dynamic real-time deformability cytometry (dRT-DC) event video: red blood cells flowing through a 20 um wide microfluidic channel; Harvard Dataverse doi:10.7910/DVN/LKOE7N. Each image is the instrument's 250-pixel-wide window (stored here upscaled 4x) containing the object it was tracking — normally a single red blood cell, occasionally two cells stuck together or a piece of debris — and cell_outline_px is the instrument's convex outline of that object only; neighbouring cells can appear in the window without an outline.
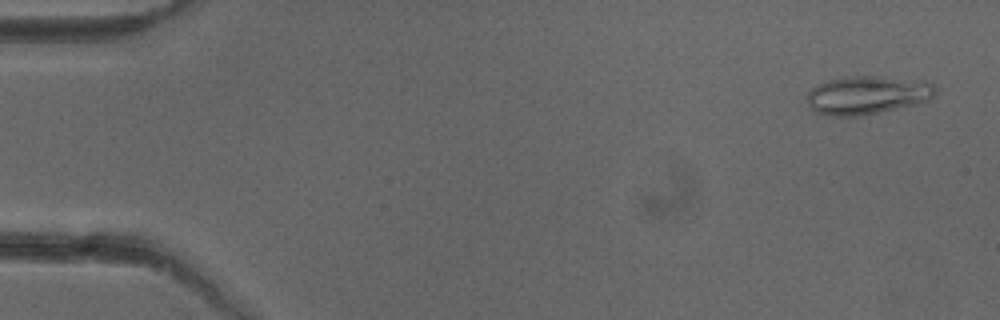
{"species": "common noctule bat (a hibernating species)", "species_latin": "Nyctalus noctula", "temperature_condition": "cold", "stored_images_in_passage": 51, "camera_frame_rate_fps": 3000, "um_per_image_px": 0.085, "animal": {"sex": "female"}, "frame": {"image": 1, "passage_image": 2, "time_ms": 0.333, "image_size_px": [1000, 320], "cell_outline_px": [[936, 92], [928, 100], [916, 104], [856, 116], [832, 116], [812, 112], [808, 104], [808, 92], [812, 88], [828, 80], [852, 76], [884, 76], [924, 80], [932, 84], [936, 88]], "centroid_in_image_um": [73.72, 8.07], "position_along_channel_um": 11.3, "area_um2": 28.61}}
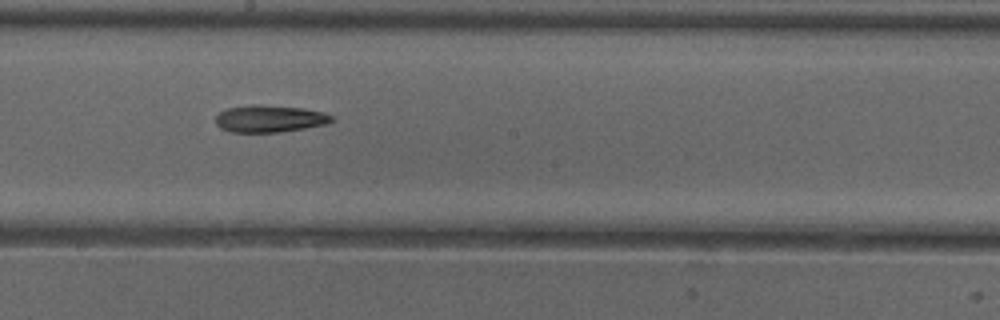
{"frame": {"image": 2, "passage_image": 28, "time_ms": 9.0, "image_size_px": [1000, 320], "cell_outline_px": [[336, 120], [328, 124], [280, 132], [232, 132], [220, 128], [216, 124], [216, 116], [220, 112], [228, 108], [252, 104], [264, 104], [304, 108], [324, 112], [332, 116]], "centroid_in_image_um": [22.95, 10.08], "position_along_channel_um": 225.2, "area_um2": 18.55}}
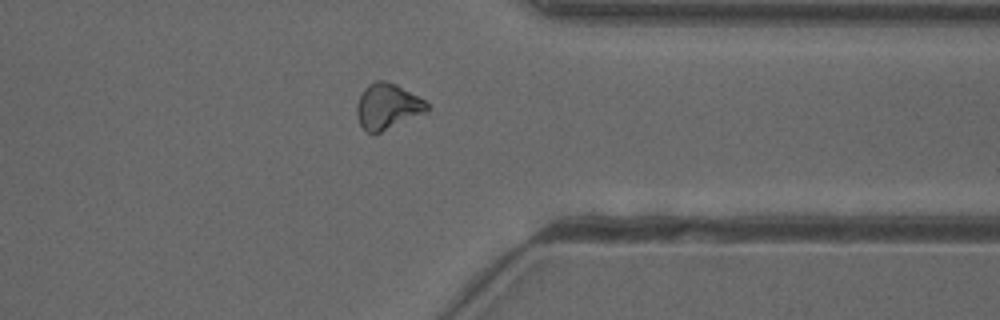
{"frame": {"image": 3, "passage_image": 40, "time_ms": 13.0, "image_size_px": [1000, 320], "cell_outline_px": [[428, 112], [380, 132], [368, 132], [360, 124], [356, 112], [356, 104], [364, 88], [368, 84], [376, 80], [384, 80], [396, 84], [424, 100], [428, 104]], "centroid_in_image_um": [32.93, 9.02], "position_along_channel_um": 378.5, "area_um2": 18.5}}